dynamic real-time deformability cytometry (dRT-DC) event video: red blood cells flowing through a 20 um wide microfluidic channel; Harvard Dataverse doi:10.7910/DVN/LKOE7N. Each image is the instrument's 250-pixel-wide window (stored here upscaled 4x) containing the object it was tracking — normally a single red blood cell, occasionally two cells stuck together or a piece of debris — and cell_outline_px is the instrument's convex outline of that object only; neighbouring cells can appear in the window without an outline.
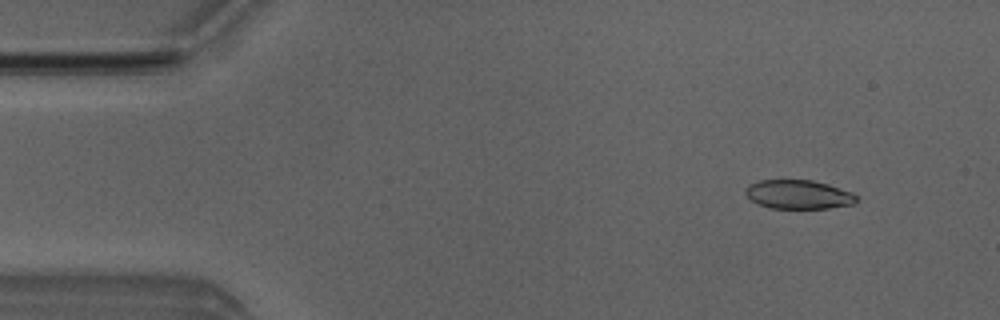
{"species": "Egyptian fruit bat (a non-hibernating species)", "species_latin": "Rousettus aegyptiacus", "temperature_condition": "room temperature", "stored_images_in_passage": 5, "camera_frame_rate_fps": 3000, "um_per_image_px": 0.085, "animal": {"sex": "male"}, "frame": {"image": 1, "passage_image": 2, "time_ms": 1.0, "image_size_px": [1000, 320], "cell_outline_px": [[860, 200], [856, 204], [828, 208], [772, 208], [756, 204], [744, 192], [744, 188], [748, 184], [760, 180], [812, 180], [828, 184], [852, 192], [860, 196]], "centroid_in_image_um": [67.91, 16.53], "position_along_channel_um": 17.1, "area_um2": 19.02}}